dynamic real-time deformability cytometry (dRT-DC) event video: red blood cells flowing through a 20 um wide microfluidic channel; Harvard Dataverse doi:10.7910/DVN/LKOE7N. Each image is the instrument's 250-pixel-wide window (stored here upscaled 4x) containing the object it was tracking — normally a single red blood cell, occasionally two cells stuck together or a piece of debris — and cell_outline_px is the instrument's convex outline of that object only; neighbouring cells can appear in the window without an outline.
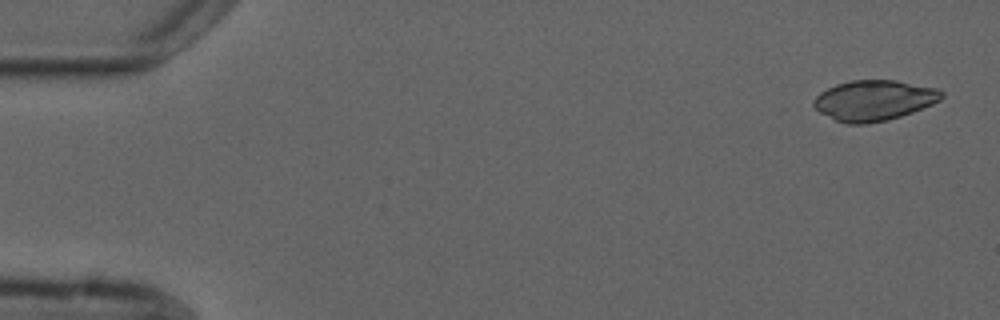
{"species": "common noctule bat (a hibernating species)", "species_latin": "Nyctalus noctula", "temperature_condition": "cold", "stored_images_in_passage": 5, "camera_frame_rate_fps": 3000, "um_per_image_px": 0.085, "animal": {"sex": "male", "forearm_length_mm": 52.5}, "frame": {"image": 1, "passage_image": 1, "time_ms": 0.0, "image_size_px": [1000, 320], "cell_outline_px": [[944, 96], [940, 100], [932, 104], [912, 112], [888, 120], [868, 124], [848, 124], [836, 120], [820, 112], [812, 104], [812, 100], [820, 92], [836, 84], [852, 80], [896, 80], [940, 88], [944, 92]], "centroid_in_image_um": [74.31, 8.52], "position_along_channel_um": 10.7, "area_um2": 30.29}}